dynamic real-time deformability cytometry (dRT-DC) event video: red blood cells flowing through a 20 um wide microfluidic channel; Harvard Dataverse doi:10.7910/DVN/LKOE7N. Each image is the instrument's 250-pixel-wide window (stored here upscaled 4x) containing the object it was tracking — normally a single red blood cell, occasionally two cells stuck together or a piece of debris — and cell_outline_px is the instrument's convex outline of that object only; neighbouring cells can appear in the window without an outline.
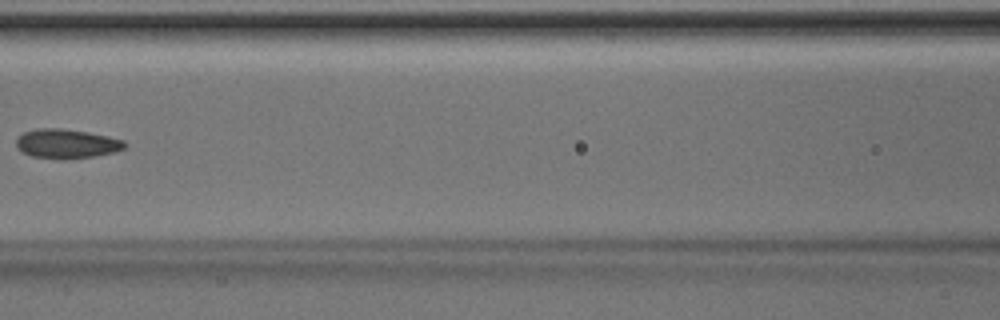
{"species": "Egyptian fruit bat (a non-hibernating species)", "species_latin": "Rousettus aegyptiacus", "temperature_condition": "room temperature", "stored_images_in_passage": 3, "camera_frame_rate_fps": 3000, "um_per_image_px": 0.085, "animal": {"sex": "male"}, "frame": {"image": 1, "passage_image": 3, "time_ms": 0.667, "image_size_px": [1000, 320], "cell_outline_px": [[128, 144], [124, 148], [116, 152], [96, 156], [32, 156], [20, 152], [16, 148], [16, 140], [24, 132], [36, 128], [60, 128], [88, 132], [108, 136], [124, 140]], "centroid_in_image_um": [5.68, 12.17], "position_along_channel_um": 160.9, "area_um2": 17.92}}